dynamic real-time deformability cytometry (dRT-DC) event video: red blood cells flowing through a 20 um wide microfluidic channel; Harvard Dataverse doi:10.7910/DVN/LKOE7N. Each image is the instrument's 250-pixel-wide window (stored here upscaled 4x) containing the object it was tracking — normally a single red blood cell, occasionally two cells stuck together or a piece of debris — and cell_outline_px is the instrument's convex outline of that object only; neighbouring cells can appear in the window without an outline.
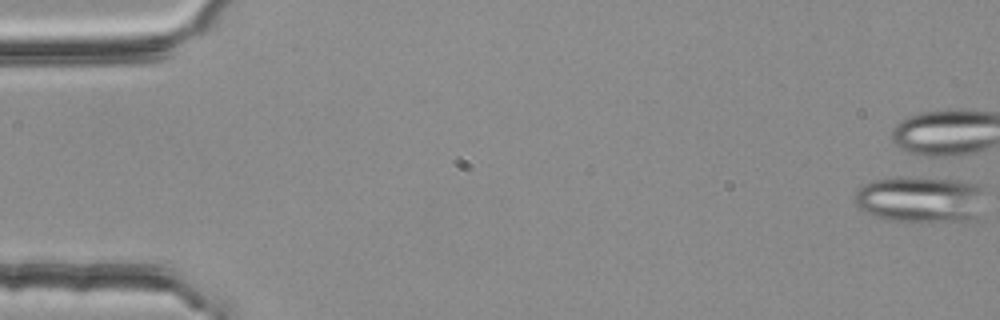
{"species": "common noctule bat (a hibernating species)", "species_latin": "Nyctalus noctula", "temperature_condition": "room temperature", "stored_images_in_passage": 56, "camera_frame_rate_fps": 3000, "um_per_image_px": 0.085, "animal": {"sex": "female", "body_mass_g": 25.1}, "frame": {"image": 1, "passage_image": 1, "time_ms": 0.0, "image_size_px": [1000, 320], "cell_outline_px": [[984, 188], [972, 216], [964, 220], [888, 220], [876, 216], [860, 208], [852, 200], [852, 196], [864, 184], [872, 180], [900, 176], [908, 176], [960, 180], [980, 184]], "centroid_in_image_um": [78.11, 16.87], "position_along_channel_um": 6.9, "area_um2": 34.39}}